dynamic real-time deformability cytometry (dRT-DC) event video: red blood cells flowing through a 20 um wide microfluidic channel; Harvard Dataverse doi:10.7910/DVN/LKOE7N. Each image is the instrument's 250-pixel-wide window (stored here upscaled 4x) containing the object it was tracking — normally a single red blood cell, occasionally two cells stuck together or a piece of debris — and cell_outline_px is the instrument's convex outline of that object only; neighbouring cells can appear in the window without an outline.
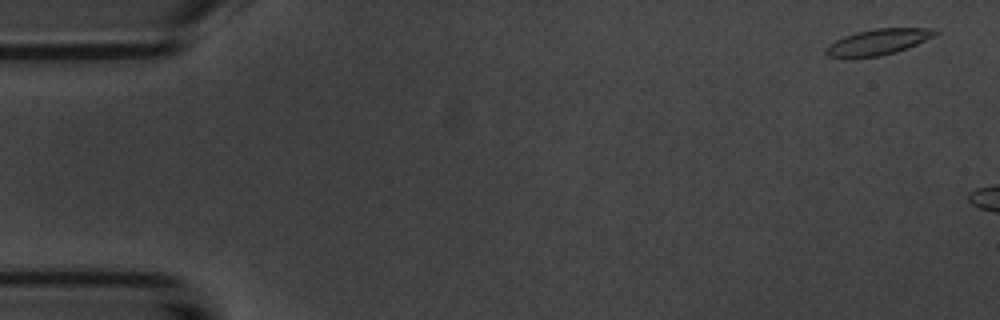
{"species": "common noctule bat (a hibernating species)", "species_latin": "Nyctalus noctula", "temperature_condition": "room temperature", "stored_images_in_passage": 2, "camera_frame_rate_fps": 3000, "um_per_image_px": 0.085, "animal": {"sex": "male", "body_mass_g": 20.1, "forearm_length_mm": 53.5}, "frame": {"image": 1, "passage_image": 1, "time_ms": 0.0, "image_size_px": [1000, 320], "cell_outline_px": [[940, 32], [908, 48], [896, 52], [880, 56], [844, 60], [828, 56], [824, 52], [824, 48], [828, 44], [844, 36], [856, 32], [876, 28], [936, 28]], "centroid_in_image_um": [74.54, 3.6], "position_along_channel_um": 10.5, "area_um2": 16.94}}